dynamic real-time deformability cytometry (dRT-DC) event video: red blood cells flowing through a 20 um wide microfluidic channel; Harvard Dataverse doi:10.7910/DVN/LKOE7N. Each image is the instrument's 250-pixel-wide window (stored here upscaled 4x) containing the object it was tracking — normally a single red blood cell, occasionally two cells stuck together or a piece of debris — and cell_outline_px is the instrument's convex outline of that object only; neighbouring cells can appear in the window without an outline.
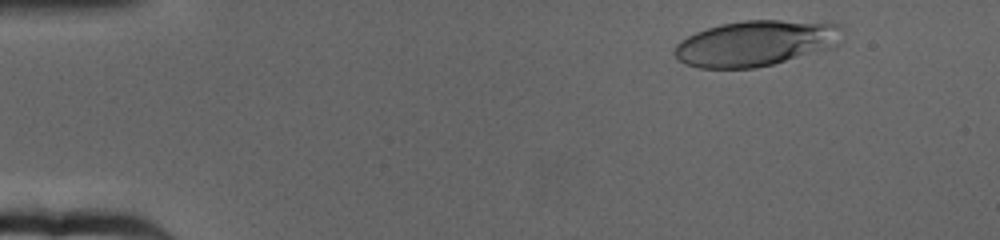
{"species": "human", "species_latin": "Homo sapiens", "temperature_condition": "cold", "stored_images_in_passage": 52, "camera_frame_rate_fps": 3000, "um_per_image_px": 0.085, "donor": {"sex": "female"}, "frame": {"image": 1, "passage_image": 5, "time_ms": 1.333, "image_size_px": [1000, 240], "cell_outline_px": [[844, 40], [836, 48], [756, 68], [700, 68], [684, 64], [672, 52], [676, 44], [680, 40], [696, 32], [720, 24], [744, 20], [780, 20], [840, 24], [844, 28]], "centroid_in_image_um": [64.32, 3.68], "position_along_channel_um": 20.7, "area_um2": 45.32}}
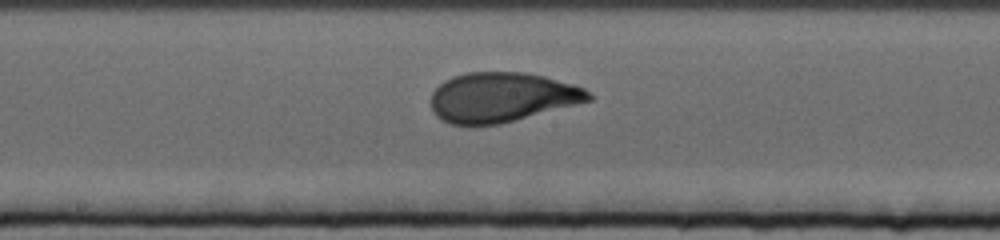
{"frame": {"image": 2, "passage_image": 32, "time_ms": 10.333, "image_size_px": [1000, 240], "cell_outline_px": [[592, 100], [500, 124], [472, 128], [452, 124], [436, 116], [432, 112], [432, 92], [444, 80], [452, 76], [464, 72], [524, 72], [544, 76], [572, 84], [584, 88], [592, 96]], "centroid_in_image_um": [42.61, 8.29], "position_along_channel_um": 205.6, "area_um2": 46.07}}
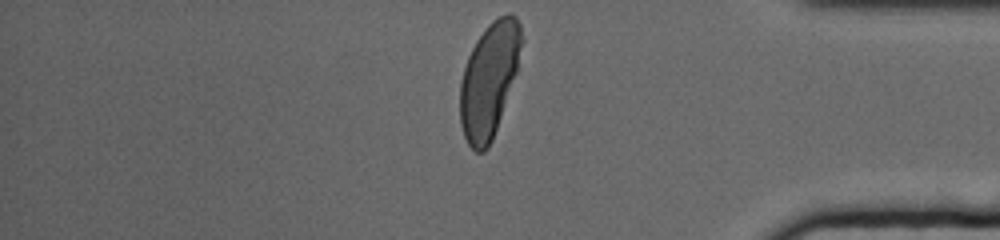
{"frame": {"image": 3, "passage_image": 52, "time_ms": 17.0, "image_size_px": [1000, 240], "cell_outline_px": [[524, 40], [516, 72], [492, 140], [488, 148], [484, 152], [476, 152], [468, 144], [464, 136], [460, 124], [460, 80], [468, 56], [476, 40], [484, 28], [492, 20], [508, 12], [516, 16], [520, 24]], "centroid_in_image_um": [41.58, 6.75], "position_along_channel_um": 393.6, "area_um2": 41.04}, "authors_computed_cell_mechanics": {"area_um2": 45.0551, "velocity_mm_per_s": 3.1489, "shape_relaxation_time_tau1_ms": 4.1819, "shape_relaxation_time_tau2_ms": null, "deformation_change_tau1": 0.2201, "deformation_change_tau2": null}}